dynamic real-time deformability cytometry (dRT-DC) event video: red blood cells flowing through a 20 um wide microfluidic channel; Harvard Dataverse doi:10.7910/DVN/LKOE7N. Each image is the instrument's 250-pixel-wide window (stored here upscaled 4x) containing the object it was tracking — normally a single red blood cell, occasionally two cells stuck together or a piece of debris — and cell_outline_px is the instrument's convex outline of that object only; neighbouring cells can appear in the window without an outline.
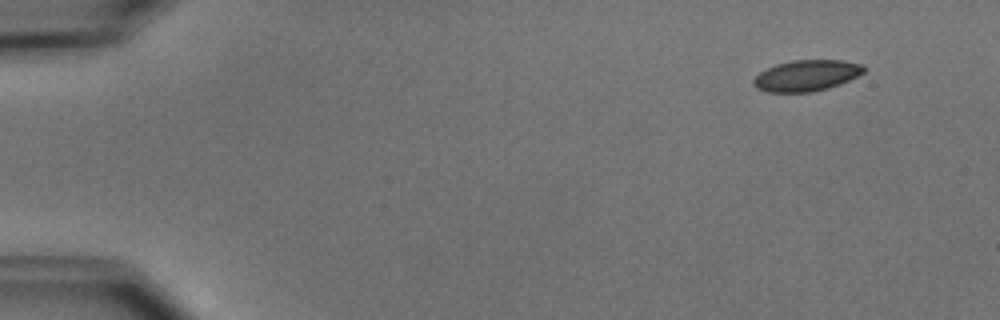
{"species": "common noctule bat (a hibernating species)", "species_latin": "Nyctalus noctula", "temperature_condition": "cold", "stored_images_in_passage": 4, "camera_frame_rate_fps": 3000, "um_per_image_px": 0.085, "animal": {"sex": "male", "body_mass_g": 15.6}, "frame": {"image": 1, "passage_image": 1, "time_ms": 0.0, "image_size_px": [1000, 320], "cell_outline_px": [[864, 72], [840, 84], [828, 88], [812, 92], [768, 92], [756, 88], [752, 84], [752, 80], [760, 72], [776, 64], [792, 60], [840, 60], [864, 64]], "centroid_in_image_um": [68.53, 6.42], "position_along_channel_um": 16.5, "area_um2": 19.94}}